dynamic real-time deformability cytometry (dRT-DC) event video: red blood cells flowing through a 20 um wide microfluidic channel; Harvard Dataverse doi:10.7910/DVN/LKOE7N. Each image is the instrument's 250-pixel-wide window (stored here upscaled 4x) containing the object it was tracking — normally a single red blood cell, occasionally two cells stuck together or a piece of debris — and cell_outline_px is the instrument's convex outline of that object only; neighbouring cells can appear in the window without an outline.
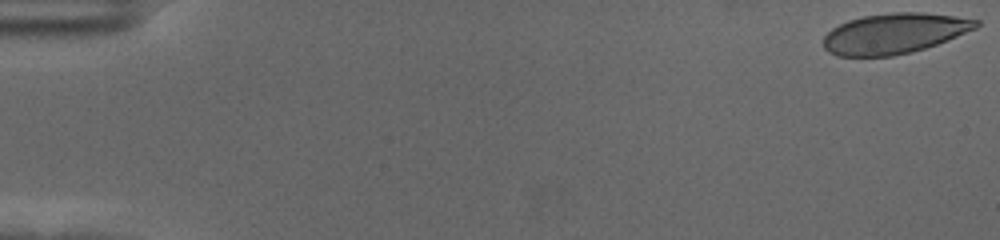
{"species": "human", "species_latin": "Homo sapiens", "temperature_condition": "cold", "stored_images_in_passage": 58, "camera_frame_rate_fps": 3000, "um_per_image_px": 0.085, "donor": {"sex": "female"}, "frame": {"image": 1, "passage_image": 1, "time_ms": 0.0, "image_size_px": [1000, 240], "cell_outline_px": [[980, 24], [976, 28], [936, 44], [912, 52], [892, 56], [836, 56], [828, 52], [824, 48], [824, 36], [832, 28], [848, 20], [864, 16], [892, 12], [920, 12], [956, 16], [980, 20]], "centroid_in_image_um": [76.0, 2.84], "position_along_channel_um": 9.0, "area_um2": 35.78}}
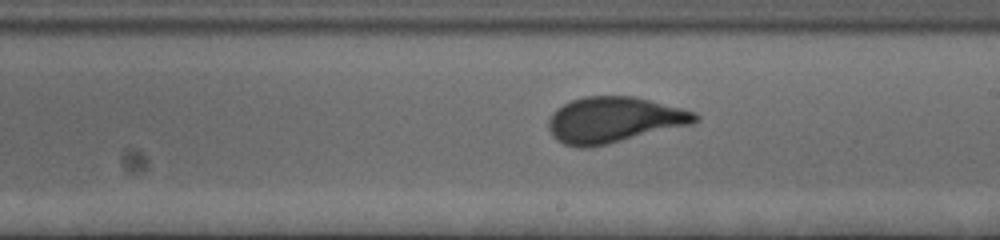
{"frame": {"image": 2, "passage_image": 34, "time_ms": 11.0, "image_size_px": [1000, 240], "cell_outline_px": [[700, 120], [692, 124], [608, 144], [588, 148], [580, 148], [564, 144], [556, 140], [552, 136], [548, 128], [548, 120], [552, 112], [556, 108], [572, 100], [584, 96], [636, 96], [696, 112], [700, 116]], "centroid_in_image_um": [52.18, 10.19], "position_along_channel_um": 236.8, "area_um2": 39.42}}
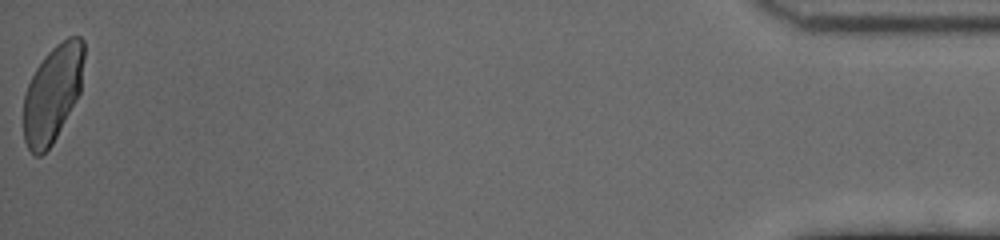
{"frame": {"image": 3, "passage_image": 58, "time_ms": 19.0, "image_size_px": [1000, 240], "cell_outline_px": [[84, 56], [80, 92], [52, 144], [40, 156], [36, 156], [28, 148], [24, 140], [24, 92], [36, 68], [44, 56], [56, 44], [68, 36], [80, 36], [84, 40]], "centroid_in_image_um": [4.47, 7.92], "position_along_channel_um": 430.7, "area_um2": 33.93}, "authors_computed_cell_mechanics": {"area_um2": 37.57, "velocity_mm_per_s": 3.5181, "shape_relaxation_time_tau1_ms": 6.915, "shape_relaxation_time_tau2_ms": null, "deformation_change_tau1": 0.1981, "deformation_change_tau2": null}}